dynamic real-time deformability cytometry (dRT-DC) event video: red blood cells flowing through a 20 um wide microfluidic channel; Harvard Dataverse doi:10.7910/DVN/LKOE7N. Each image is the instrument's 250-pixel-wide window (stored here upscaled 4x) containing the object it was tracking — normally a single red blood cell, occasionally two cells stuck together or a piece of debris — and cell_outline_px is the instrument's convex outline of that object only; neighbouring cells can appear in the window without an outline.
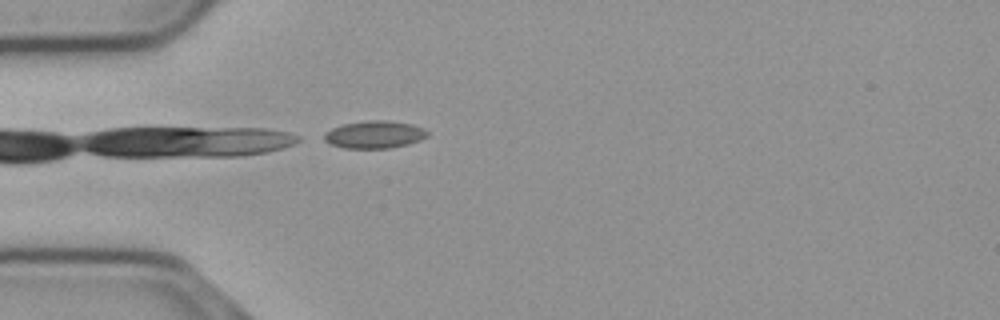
{"species": "common noctule bat (a hibernating species)", "species_latin": "Nyctalus noctula", "temperature_condition": "cold", "stored_images_in_passage": 26, "camera_frame_rate_fps": 3000, "um_per_image_px": 0.085, "animal": {"sex": "male", "body_mass_g": 23.1, "forearm_length_mm": 52.7}, "frame": {"image": 1, "passage_image": 1, "time_ms": 0.0, "image_size_px": [1000, 320], "cell_outline_px": [[428, 136], [420, 140], [408, 144], [388, 148], [344, 148], [332, 144], [324, 140], [324, 136], [332, 128], [344, 124], [368, 120], [380, 120], [412, 124], [424, 128], [428, 132]], "centroid_in_image_um": [31.87, 11.44], "position_along_channel_um": 53.1, "area_um2": 16.3}}
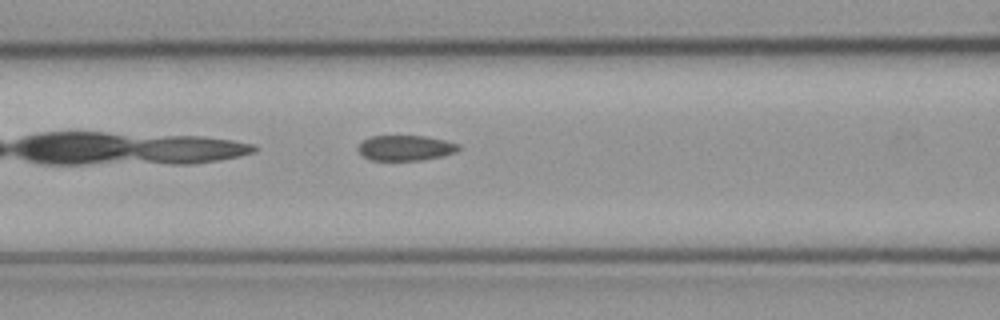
{"frame": {"image": 2, "passage_image": 8, "time_ms": 2.333, "image_size_px": [1000, 320], "cell_outline_px": [[460, 148], [456, 152], [444, 156], [420, 160], [372, 160], [364, 156], [356, 148], [364, 140], [372, 136], [424, 136], [444, 140], [460, 144]], "centroid_in_image_um": [34.5, 12.57], "position_along_channel_um": 132.1, "area_um2": 14.74}}
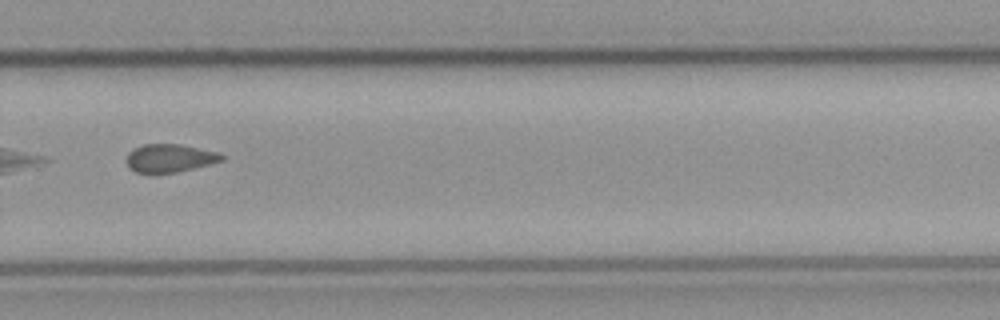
{"frame": {"image": 3, "passage_image": 23, "time_ms": 7.333, "image_size_px": [1000, 320], "cell_outline_px": [[224, 160], [176, 172], [136, 172], [128, 164], [128, 152], [132, 148], [144, 144], [180, 144], [216, 152], [224, 156]], "centroid_in_image_um": [14.42, 13.42], "position_along_channel_um": 315.4, "area_um2": 15.14}}